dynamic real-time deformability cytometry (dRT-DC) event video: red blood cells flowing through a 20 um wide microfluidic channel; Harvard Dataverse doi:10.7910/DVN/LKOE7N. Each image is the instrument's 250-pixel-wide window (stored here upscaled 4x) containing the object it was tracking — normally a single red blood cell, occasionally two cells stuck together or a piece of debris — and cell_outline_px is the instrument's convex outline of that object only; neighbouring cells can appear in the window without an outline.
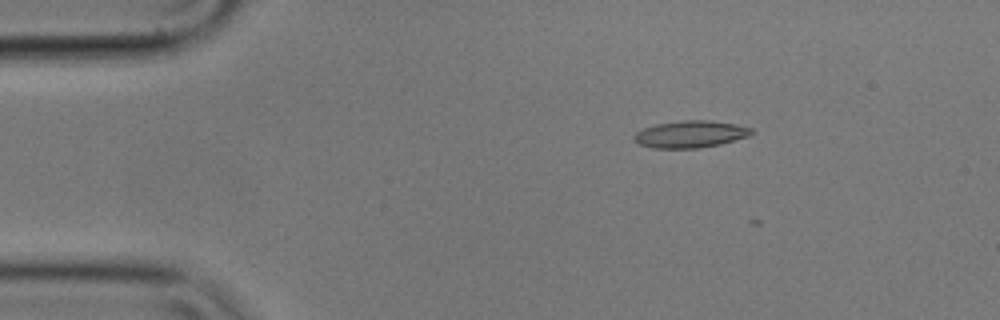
{"species": "common noctule bat (a hibernating species)", "species_latin": "Nyctalus noctula", "temperature_condition": "cold", "stored_images_in_passage": 9, "camera_frame_rate_fps": 3000, "um_per_image_px": 0.085, "animal": {"sex": "male", "body_mass_g": 17.9}, "frame": {"image": 1, "passage_image": 2, "time_ms": 0.333, "image_size_px": [1000, 320], "cell_outline_px": [[756, 132], [748, 136], [720, 144], [700, 148], [652, 148], [640, 144], [632, 140], [632, 136], [636, 132], [644, 128], [656, 124], [684, 120], [708, 120], [736, 124], [752, 128]], "centroid_in_image_um": [58.68, 11.4], "position_along_channel_um": 26.3, "area_um2": 18.55}}